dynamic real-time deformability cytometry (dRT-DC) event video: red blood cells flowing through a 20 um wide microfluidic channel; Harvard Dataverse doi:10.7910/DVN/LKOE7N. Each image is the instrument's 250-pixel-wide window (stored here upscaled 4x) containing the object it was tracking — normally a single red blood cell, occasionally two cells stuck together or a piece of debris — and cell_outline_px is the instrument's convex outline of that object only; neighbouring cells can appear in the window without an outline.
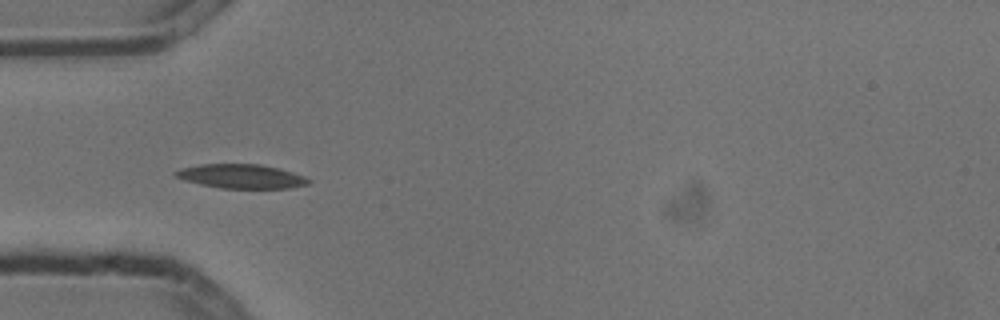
{"species": "common noctule bat (a hibernating species)", "species_latin": "Nyctalus noctula", "temperature_condition": "cold", "stored_images_in_passage": 15, "camera_frame_rate_fps": 3000, "um_per_image_px": 0.085, "animal": {"sex": "male", "body_mass_g": 13.3}, "frame": {"image": 1, "passage_image": 5, "time_ms": 1.333, "image_size_px": [1000, 320], "cell_outline_px": [[312, 180], [308, 184], [288, 188], [220, 188], [200, 184], [184, 180], [176, 176], [172, 172], [180, 168], [200, 164], [260, 164], [292, 172], [304, 176]], "centroid_in_image_um": [20.48, 14.98], "position_along_channel_um": 64.5, "area_um2": 18.61}}
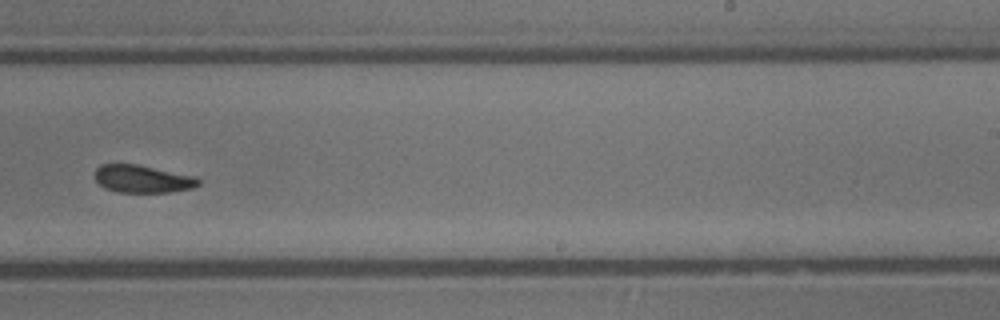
{"frame": {"image": 2, "passage_image": 10, "time_ms": 3.0, "image_size_px": [1000, 320], "cell_outline_px": [[200, 184], [192, 188], [172, 192], [116, 192], [104, 188], [96, 180], [96, 168], [100, 164], [136, 164], [196, 176], [200, 180]], "centroid_in_image_um": [12.13, 15.21], "position_along_channel_um": 276.9, "area_um2": 16.7}}
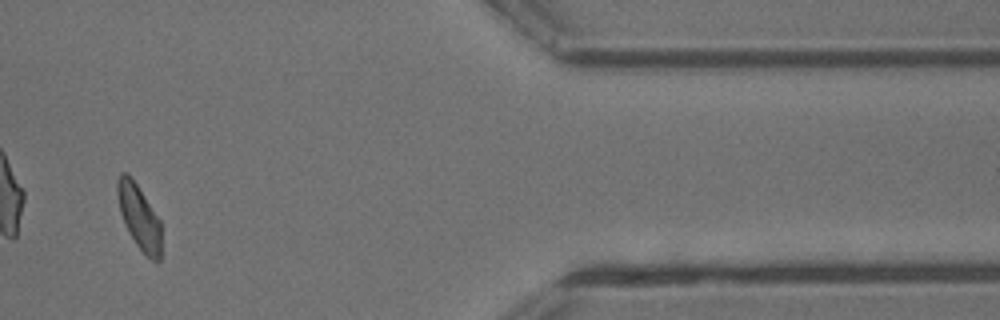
{"frame": {"image": 3, "passage_image": 13, "time_ms": 4.0, "image_size_px": [1000, 320], "cell_outline_px": [[160, 260], [152, 260], [136, 244], [124, 224], [120, 212], [116, 192], [116, 180], [120, 172], [128, 172], [160, 220]], "centroid_in_image_um": [11.78, 18.38], "position_along_channel_um": 399.6, "area_um2": 16.24}}